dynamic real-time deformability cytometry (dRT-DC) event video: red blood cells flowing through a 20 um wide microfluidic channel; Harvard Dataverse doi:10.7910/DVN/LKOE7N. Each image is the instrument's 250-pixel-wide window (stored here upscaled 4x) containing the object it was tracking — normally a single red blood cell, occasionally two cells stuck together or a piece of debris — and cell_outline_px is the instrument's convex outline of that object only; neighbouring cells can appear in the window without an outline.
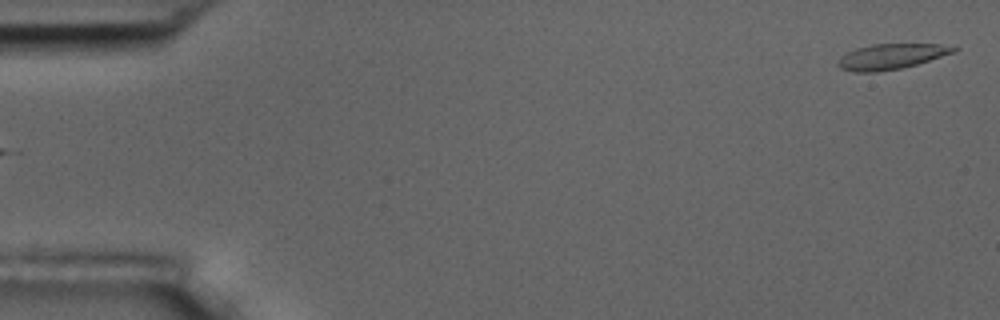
{"species": "common noctule bat (a hibernating species)", "species_latin": "Nyctalus noctula", "temperature_condition": "room temperature", "stored_images_in_passage": 5, "segment_of_instrument_passage": [2, 2], "camera_frame_rate_fps": 3000, "um_per_image_px": 0.085, "animal": {"sex": "male", "body_mass_g": 17.5, "forearm_length_mm": 52.3}, "frame": {"image": 1, "passage_image": 5, "time_ms": 4.667, "image_size_px": [1000, 320], "cell_outline_px": [[960, 48], [956, 52], [916, 64], [900, 68], [876, 72], [852, 72], [840, 68], [836, 64], [840, 56], [856, 48], [872, 44], [940, 44]], "centroid_in_image_um": [75.73, 4.8], "position_along_channel_um": 9.3, "area_um2": 17.11}}